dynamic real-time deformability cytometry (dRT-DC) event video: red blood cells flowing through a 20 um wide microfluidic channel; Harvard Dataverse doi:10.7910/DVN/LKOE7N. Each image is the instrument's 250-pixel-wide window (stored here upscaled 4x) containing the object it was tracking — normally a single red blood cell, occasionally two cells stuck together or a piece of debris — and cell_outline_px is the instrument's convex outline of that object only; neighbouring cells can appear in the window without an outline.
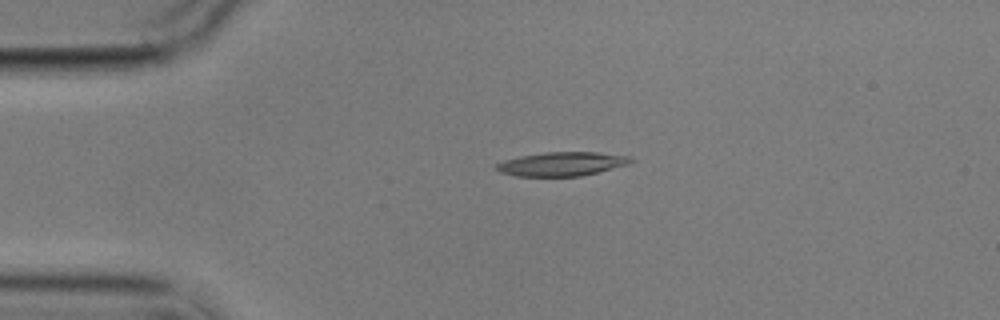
{"species": "common noctule bat (a hibernating species)", "species_latin": "Nyctalus noctula", "temperature_condition": "cold", "stored_images_in_passage": 2, "camera_frame_rate_fps": 3000, "um_per_image_px": 0.085, "animal": {"sex": "male", "body_mass_g": 17.9}, "frame": {"image": 1, "passage_image": 1, "time_ms": 0.0, "image_size_px": [1000, 320], "cell_outline_px": [[636, 160], [628, 164], [580, 176], [516, 176], [500, 172], [496, 168], [496, 164], [504, 160], [520, 156], [544, 152], [596, 152], [628, 156]], "centroid_in_image_um": [47.74, 13.93], "position_along_channel_um": 37.3, "area_um2": 18.55}}